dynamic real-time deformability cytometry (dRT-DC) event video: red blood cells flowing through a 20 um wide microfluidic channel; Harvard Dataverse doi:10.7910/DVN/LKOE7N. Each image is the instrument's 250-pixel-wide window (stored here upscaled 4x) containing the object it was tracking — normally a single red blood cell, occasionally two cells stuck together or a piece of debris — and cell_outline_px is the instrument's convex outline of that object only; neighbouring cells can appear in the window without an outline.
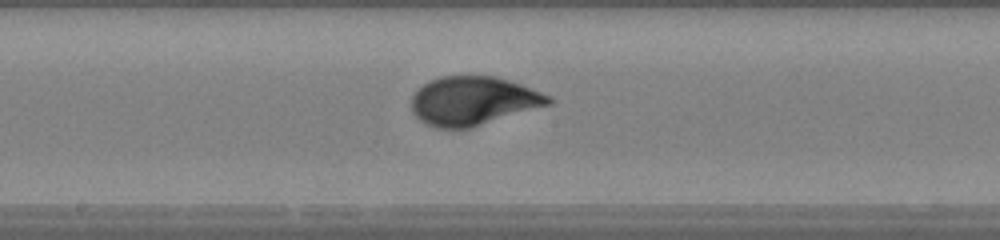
{"species": "human", "species_latin": "Homo sapiens", "temperature_condition": "warm", "stored_images_in_passage": 39, "camera_frame_rate_fps": 3000, "um_per_image_px": 0.085, "donor": {"sex": "female"}, "frame": {"image": 1, "passage_image": 16, "time_ms": 5.0, "image_size_px": [1000, 240], "cell_outline_px": [[552, 104], [472, 128], [436, 128], [424, 124], [412, 112], [412, 96], [428, 80], [440, 76], [492, 76], [508, 80], [520, 84], [552, 96]], "centroid_in_image_um": [40.23, 8.59], "position_along_channel_um": 208.0, "area_um2": 39.07}}
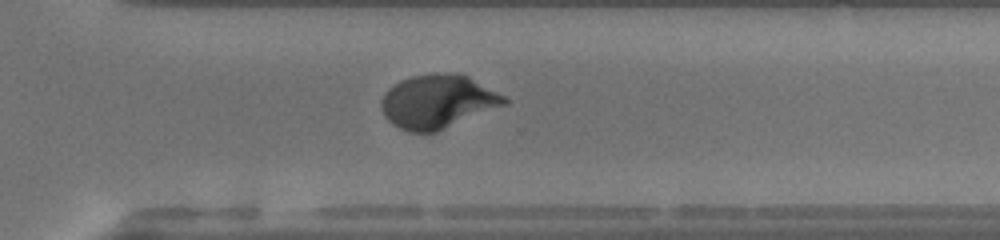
{"frame": {"image": 2, "passage_image": 25, "time_ms": 8.0, "image_size_px": [1000, 240], "cell_outline_px": [[508, 104], [436, 132], [408, 132], [392, 124], [384, 116], [380, 104], [380, 100], [388, 88], [400, 80], [412, 76], [444, 72], [460, 72], [468, 76], [504, 96], [508, 100]], "centroid_in_image_um": [37.19, 8.63], "position_along_channel_um": 333.4, "area_um2": 38.61}}
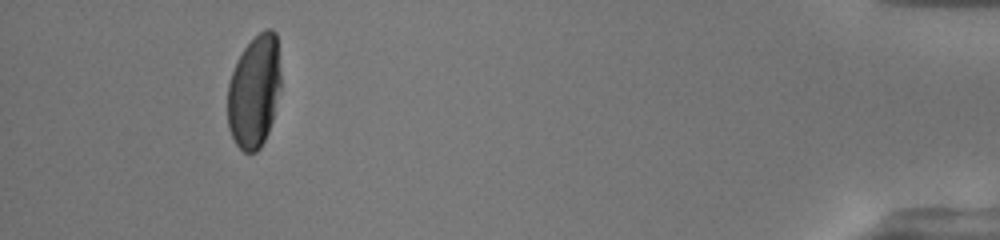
{"frame": {"image": 3, "passage_image": 36, "time_ms": 11.667, "image_size_px": [1000, 240], "cell_outline_px": [[280, 88], [272, 120], [268, 132], [260, 148], [256, 152], [244, 152], [236, 144], [228, 128], [228, 84], [232, 72], [244, 48], [264, 28], [272, 28], [276, 32], [280, 72]], "centroid_in_image_um": [21.61, 7.77], "position_along_channel_um": 413.6, "area_um2": 34.74}, "authors_computed_cell_mechanics": {"area_um2": 38.6104, "velocity_mm_per_s": 4.1957, "shape_relaxation_time_tau1_ms": 3.7949, "shape_relaxation_time_tau2_ms": null, "deformation_change_tau1": 0.2036, "deformation_change_tau2": null}}